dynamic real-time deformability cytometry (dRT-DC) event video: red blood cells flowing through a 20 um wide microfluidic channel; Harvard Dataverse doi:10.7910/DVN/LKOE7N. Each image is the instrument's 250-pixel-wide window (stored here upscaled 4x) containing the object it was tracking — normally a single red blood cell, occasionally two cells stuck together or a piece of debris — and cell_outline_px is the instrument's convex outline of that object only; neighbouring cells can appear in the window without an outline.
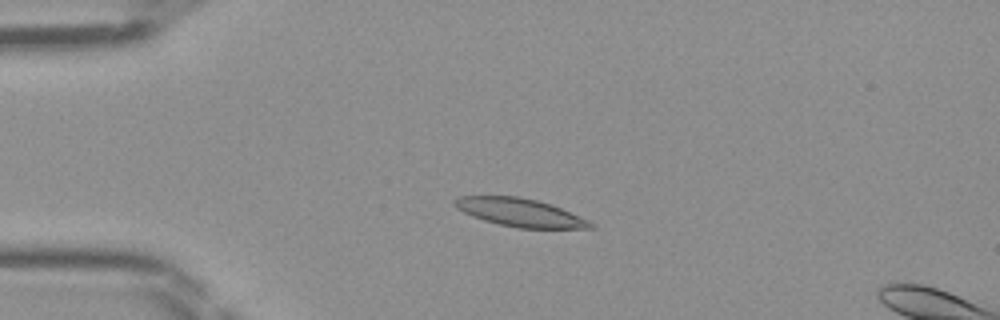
{"species": "Egyptian fruit bat (a non-hibernating species)", "species_latin": "Rousettus aegyptiacus", "temperature_condition": "room temperature", "stored_images_in_passage": 16, "camera_frame_rate_fps": 3000, "um_per_image_px": 0.085, "frame": {"image": 1, "passage_image": 12, "time_ms": 3.667, "image_size_px": [1000, 320], "cell_outline_px": [[596, 228], [516, 228], [484, 220], [472, 216], [456, 208], [452, 204], [452, 200], [460, 196], [516, 196], [536, 200], [560, 208], [588, 220], [596, 224]], "centroid_in_image_um": [44.17, 18.06], "position_along_channel_um": 40.8, "area_um2": 22.08}}